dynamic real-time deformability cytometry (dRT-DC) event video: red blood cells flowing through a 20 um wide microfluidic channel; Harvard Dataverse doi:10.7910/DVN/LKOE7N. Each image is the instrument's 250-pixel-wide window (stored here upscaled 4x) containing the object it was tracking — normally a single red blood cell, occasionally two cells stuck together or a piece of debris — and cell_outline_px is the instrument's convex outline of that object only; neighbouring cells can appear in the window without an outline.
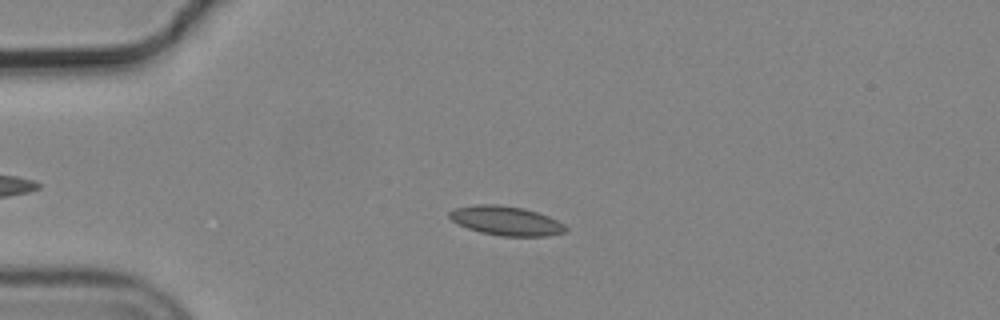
{"species": "common noctule bat (a hibernating species)", "species_latin": "Nyctalus noctula", "temperature_condition": "cold", "stored_images_in_passage": 45, "camera_frame_rate_fps": 3000, "um_per_image_px": 0.085, "animal": {"sex": "male", "body_mass_g": 19.2, "forearm_length_mm": 51.8}, "frame": {"image": 1, "passage_image": 14, "time_ms": 4.333, "image_size_px": [1000, 320], "cell_outline_px": [[568, 228], [564, 232], [548, 236], [500, 236], [480, 232], [468, 228], [452, 220], [448, 216], [448, 212], [456, 208], [476, 204], [496, 204], [524, 208], [548, 216], [564, 224]], "centroid_in_image_um": [43.02, 18.76], "position_along_channel_um": 42.0, "area_um2": 19.71}}
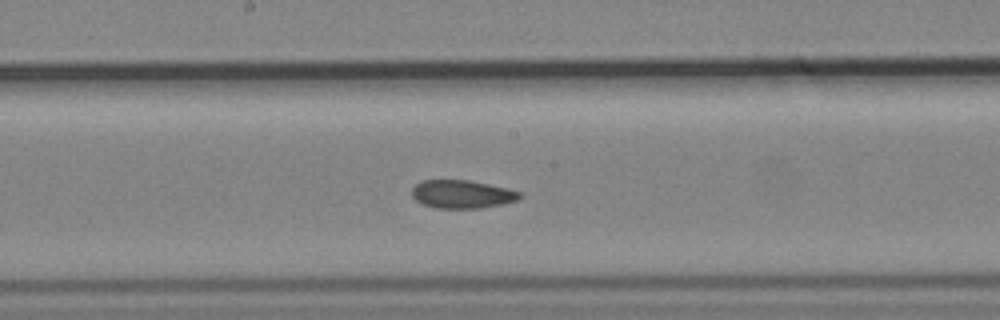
{"frame": {"image": 2, "passage_image": 30, "time_ms": 9.667, "image_size_px": [1000, 320], "cell_outline_px": [[524, 196], [516, 200], [500, 204], [480, 208], [436, 208], [424, 204], [416, 200], [412, 196], [412, 188], [420, 180], [468, 180], [508, 188], [520, 192]], "centroid_in_image_um": [39.26, 16.5], "position_along_channel_um": 208.9, "area_um2": 17.63}}
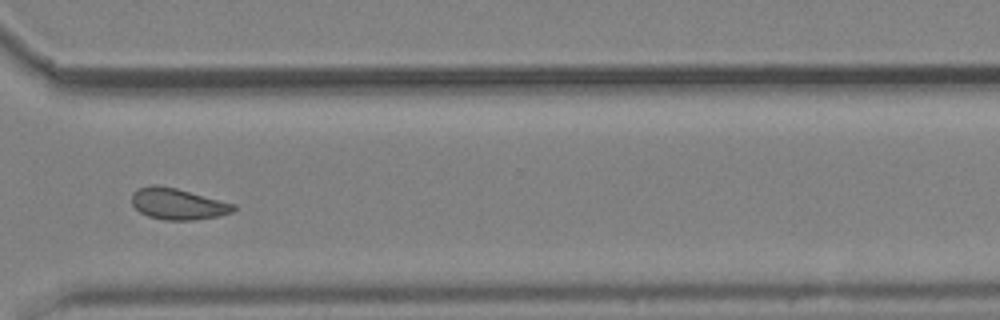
{"frame": {"image": 3, "passage_image": 42, "time_ms": 13.667, "image_size_px": [1000, 320], "cell_outline_px": [[236, 208], [232, 212], [216, 216], [196, 220], [164, 220], [148, 216], [140, 212], [132, 204], [132, 192], [136, 188], [152, 184], [156, 184], [176, 188], [236, 204]], "centroid_in_image_um": [15.08, 17.32], "position_along_channel_um": 355.5, "area_um2": 18.61}, "authors_computed_cell_mechanics": {"area_um2": 18.6694, "velocity_mm_per_s": 3.6784, "shape_relaxation_time_tau1_ms": null, "shape_relaxation_time_tau2_ms": 3.0014, "deformation_change_tau1": null, "deformation_change_tau2": 0.0702}}